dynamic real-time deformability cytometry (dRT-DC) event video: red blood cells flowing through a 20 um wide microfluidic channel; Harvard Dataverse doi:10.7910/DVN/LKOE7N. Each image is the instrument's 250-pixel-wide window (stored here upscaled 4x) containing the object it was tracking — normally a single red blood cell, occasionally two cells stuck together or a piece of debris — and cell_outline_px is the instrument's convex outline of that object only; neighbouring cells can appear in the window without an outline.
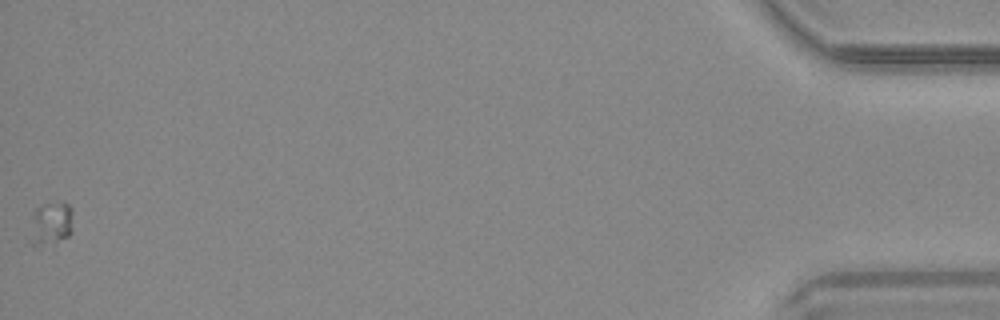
{"species": "common noctule bat (a hibernating species)", "species_latin": "Nyctalus noctula", "temperature_condition": "warm", "stored_images_in_passage": 32, "camera_frame_rate_fps": 3000, "um_per_image_px": 0.085, "animal": {"sex": "male", "body_mass_g": 20.4}, "frame": {"image": 1, "passage_image": 32, "time_ms": 10.333, "image_size_px": [1000, 320], "cell_outline_px": [[72, 232], [68, 236], [36, 248], [32, 244], [32, 212], [40, 204], [64, 200], [72, 208]], "centroid_in_image_um": [4.35, 18.93], "position_along_channel_um": 430.8, "area_um2": 10.98}}